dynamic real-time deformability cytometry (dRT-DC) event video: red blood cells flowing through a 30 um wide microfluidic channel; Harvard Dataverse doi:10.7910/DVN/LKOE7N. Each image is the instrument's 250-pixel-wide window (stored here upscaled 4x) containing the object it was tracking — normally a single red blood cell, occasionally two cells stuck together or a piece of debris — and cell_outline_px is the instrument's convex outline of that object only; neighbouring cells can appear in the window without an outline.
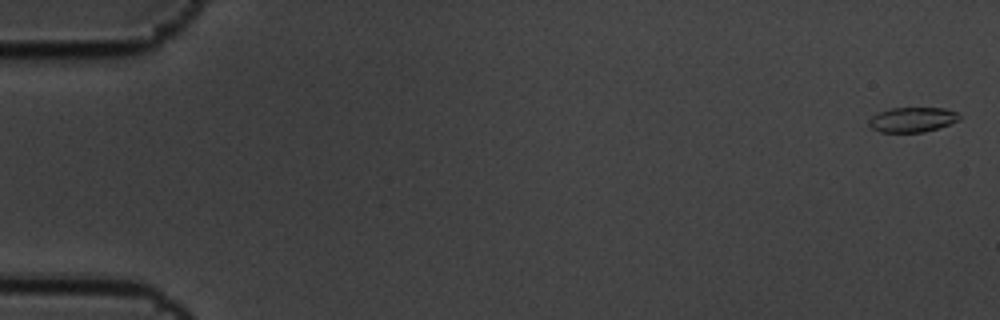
{"species": "common noctule bat (a hibernating species)", "species_latin": "Nyctalus noctula", "temperature_condition": "cold", "stored_images_in_passage": 7, "segment_of_instrument_passage": [1, 2], "camera_frame_rate_fps": 3000, "um_per_image_px": 0.085, "animal": {"sex": "male", "body_mass_g": 19.5, "forearm_length_mm": 54.6}, "frame": {"image": 1, "passage_image": 1, "time_ms": 0.0, "image_size_px": [1000, 320], "cell_outline_px": [[960, 120], [924, 132], [880, 132], [872, 128], [868, 124], [868, 120], [872, 116], [880, 112], [892, 108], [944, 108], [956, 112], [960, 116]], "centroid_in_image_um": [77.53, 10.17], "position_along_channel_um": 7.5, "area_um2": 12.95}}
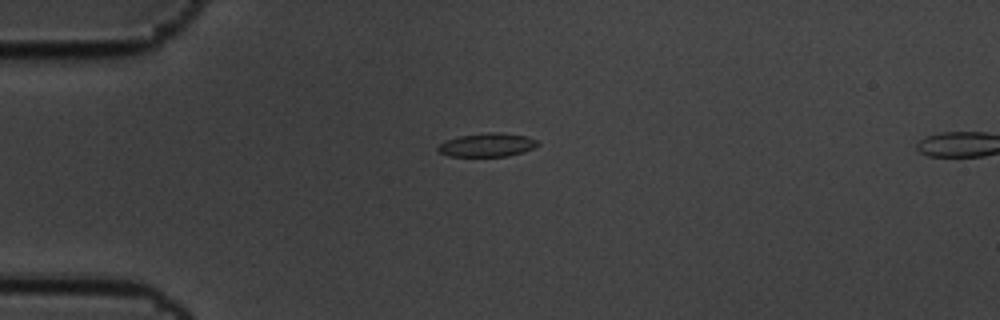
{"frame": {"image": 2, "passage_image": 5, "time_ms": 1.333, "image_size_px": [1000, 320], "cell_outline_px": [[540, 144], [524, 152], [508, 156], [448, 156], [440, 152], [436, 148], [440, 144], [448, 140], [460, 136], [488, 132], [496, 132], [524, 136], [536, 140]], "centroid_in_image_um": [41.41, 12.33], "position_along_channel_um": 43.6, "area_um2": 13.47}}